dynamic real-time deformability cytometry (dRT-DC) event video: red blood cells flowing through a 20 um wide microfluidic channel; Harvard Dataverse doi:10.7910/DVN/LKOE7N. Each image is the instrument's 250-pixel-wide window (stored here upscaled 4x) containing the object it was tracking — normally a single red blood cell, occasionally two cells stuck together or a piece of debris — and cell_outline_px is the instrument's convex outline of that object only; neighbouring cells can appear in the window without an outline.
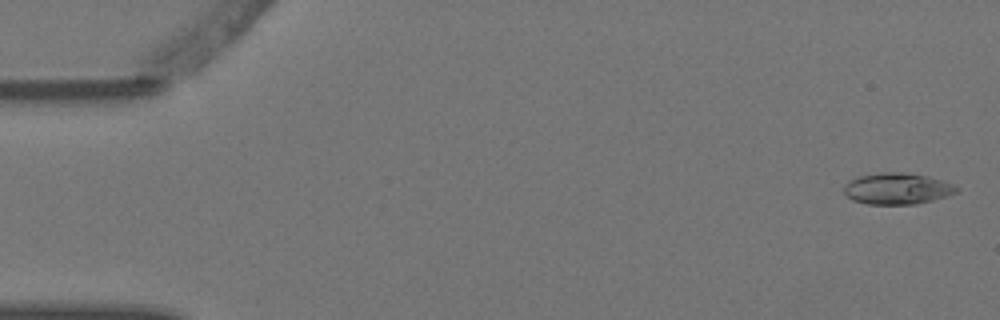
{"species": "Egyptian fruit bat (a non-hibernating species)", "species_latin": "Rousettus aegyptiacus", "temperature_condition": "warm", "stored_images_in_passage": 2, "camera_frame_rate_fps": 3000, "um_per_image_px": 0.085, "animal": {"sex": "female"}, "frame": {"image": 1, "passage_image": 2, "time_ms": 0.333, "image_size_px": [1000, 320], "cell_outline_px": [[960, 188], [956, 192], [948, 196], [916, 204], [868, 204], [852, 200], [844, 192], [844, 184], [860, 176], [880, 172], [900, 172], [928, 176], [944, 180]], "centroid_in_image_um": [76.29, 16.03], "position_along_channel_um": 8.7, "area_um2": 20.52}}